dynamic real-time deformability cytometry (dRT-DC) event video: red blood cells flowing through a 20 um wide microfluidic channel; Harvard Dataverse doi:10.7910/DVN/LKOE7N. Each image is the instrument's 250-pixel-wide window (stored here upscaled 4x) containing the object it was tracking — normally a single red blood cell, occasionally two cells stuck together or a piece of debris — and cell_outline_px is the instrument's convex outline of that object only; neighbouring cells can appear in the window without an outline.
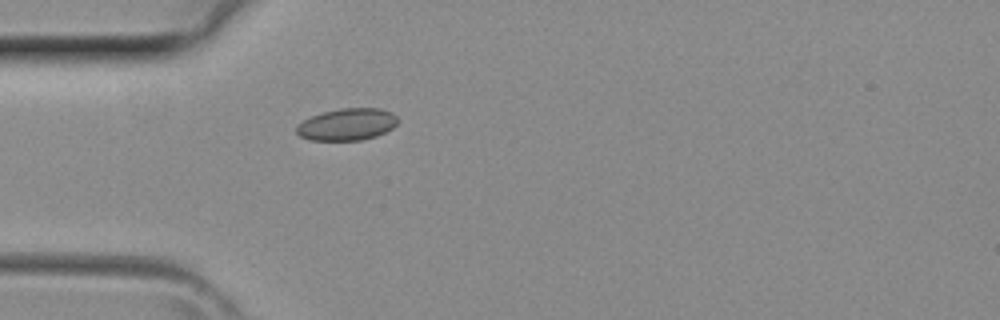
{"species": "common noctule bat (a hibernating species)", "species_latin": "Nyctalus noctula", "temperature_condition": "room temperature", "stored_images_in_passage": 2, "camera_frame_rate_fps": 3000, "um_per_image_px": 0.085, "animal": {"sex": "female", "body_mass_g": 29.2, "forearm_length_mm": 56.3}, "frame": {"image": 1, "passage_image": 2, "time_ms": 0.333, "image_size_px": [1000, 320], "cell_outline_px": [[400, 120], [392, 128], [376, 136], [360, 140], [312, 140], [300, 136], [296, 132], [296, 124], [312, 116], [324, 112], [340, 108], [380, 108], [392, 112]], "centroid_in_image_um": [29.51, 10.56], "position_along_channel_um": 55.5, "area_um2": 18.84}}